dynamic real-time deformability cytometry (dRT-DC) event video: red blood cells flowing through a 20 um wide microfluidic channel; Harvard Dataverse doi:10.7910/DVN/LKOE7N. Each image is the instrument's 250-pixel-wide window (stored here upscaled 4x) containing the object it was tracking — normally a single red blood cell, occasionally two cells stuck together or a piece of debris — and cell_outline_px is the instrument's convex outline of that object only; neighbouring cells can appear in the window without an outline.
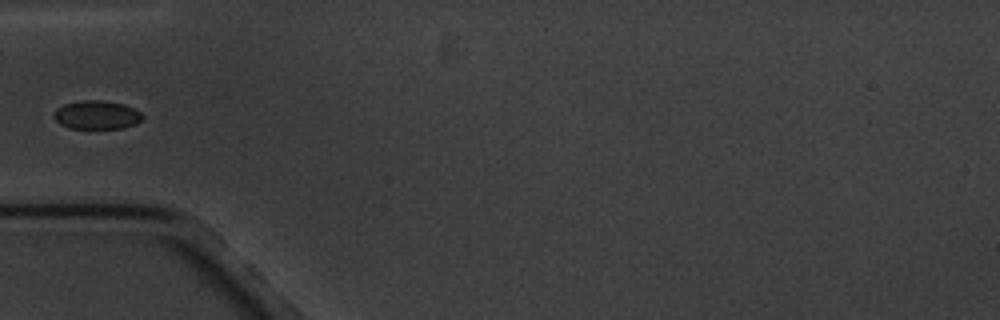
{"species": "common noctule bat (a hibernating species)", "species_latin": "Nyctalus noctula", "temperature_condition": "cold", "stored_images_in_passage": 5, "camera_frame_rate_fps": 3000, "um_per_image_px": 0.085, "animal": {"sex": "male", "body_mass_g": 20.1, "forearm_length_mm": 53.5}, "frame": {"image": 1, "passage_image": 5, "time_ms": 4.333, "image_size_px": [1000, 320], "cell_outline_px": [[144, 116], [136, 124], [120, 128], [68, 128], [60, 124], [52, 116], [56, 108], [64, 104], [84, 100], [100, 100], [124, 104], [136, 108]], "centroid_in_image_um": [8.22, 9.76], "position_along_channel_um": 76.8, "area_um2": 14.8}}